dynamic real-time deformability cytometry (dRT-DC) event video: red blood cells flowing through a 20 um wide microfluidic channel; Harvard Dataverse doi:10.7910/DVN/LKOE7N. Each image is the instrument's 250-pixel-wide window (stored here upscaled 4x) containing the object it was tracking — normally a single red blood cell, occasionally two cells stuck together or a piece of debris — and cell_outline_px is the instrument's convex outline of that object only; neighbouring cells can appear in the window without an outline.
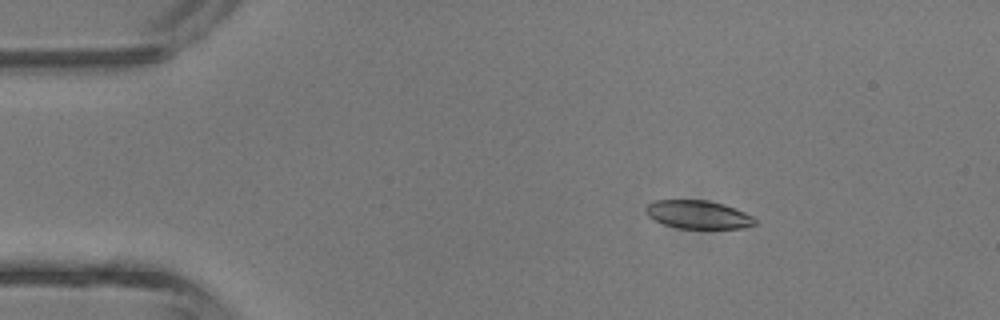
{"species": "common noctule bat (a hibernating species)", "species_latin": "Nyctalus noctula", "temperature_condition": "room temperature", "stored_images_in_passage": 5, "camera_frame_rate_fps": 3000, "um_per_image_px": 0.085, "animal": {"sex": "male", "body_mass_g": 13.3}, "frame": {"image": 1, "passage_image": 2, "time_ms": 1.333, "image_size_px": [1000, 320], "cell_outline_px": [[756, 224], [744, 228], [680, 228], [664, 224], [648, 216], [644, 212], [644, 208], [648, 204], [656, 200], [708, 200], [724, 204], [744, 212], [752, 216], [756, 220]], "centroid_in_image_um": [59.33, 18.23], "position_along_channel_um": 25.7, "area_um2": 17.92}}
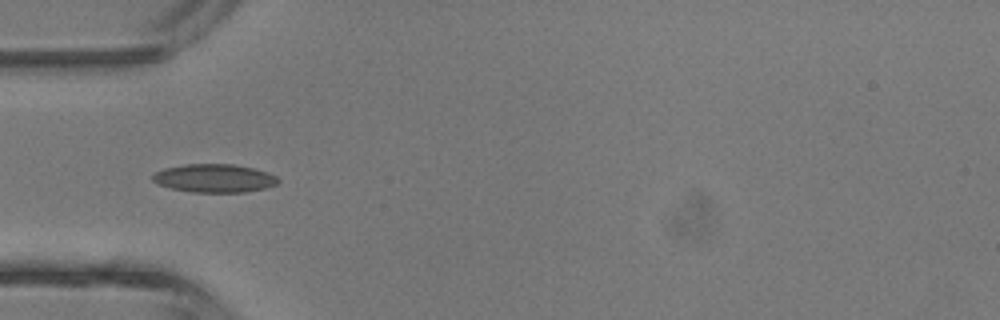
{"frame": {"image": 2, "passage_image": 4, "time_ms": 3.667, "image_size_px": [1000, 320], "cell_outline_px": [[280, 180], [276, 184], [264, 188], [244, 192], [192, 192], [172, 188], [156, 184], [152, 180], [152, 176], [156, 172], [164, 168], [184, 164], [232, 164], [252, 168], [268, 172], [276, 176]], "centroid_in_image_um": [18.2, 15.14], "position_along_channel_um": 66.8, "area_um2": 20.63}}
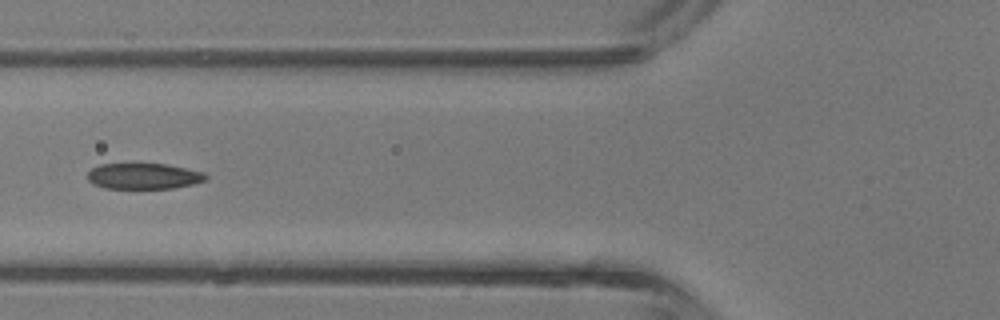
{"frame": {"image": 3, "passage_image": 5, "time_ms": 4.667, "image_size_px": [1000, 320], "cell_outline_px": [[208, 176], [204, 180], [192, 184], [172, 188], [104, 188], [92, 184], [88, 180], [88, 172], [92, 168], [100, 164], [132, 160], [168, 164], [204, 172]], "centroid_in_image_um": [12.15, 14.91], "position_along_channel_um": 113.7, "area_um2": 18.73}}